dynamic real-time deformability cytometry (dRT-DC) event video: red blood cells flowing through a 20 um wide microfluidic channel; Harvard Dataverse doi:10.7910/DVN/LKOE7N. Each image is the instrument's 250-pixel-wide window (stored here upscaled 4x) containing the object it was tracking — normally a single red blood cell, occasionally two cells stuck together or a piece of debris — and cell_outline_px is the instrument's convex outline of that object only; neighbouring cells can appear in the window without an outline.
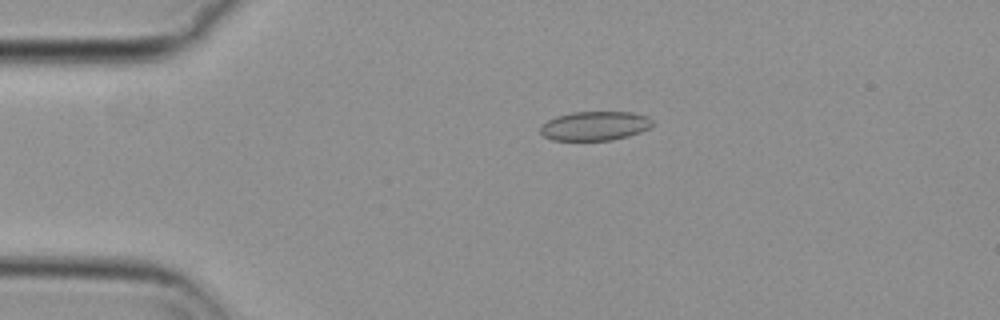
{"species": "common noctule bat (a hibernating species)", "species_latin": "Nyctalus noctula", "temperature_condition": "cold", "stored_images_in_passage": 52, "camera_frame_rate_fps": 3000, "um_per_image_px": 0.085, "animal": {"sex": "female", "body_mass_g": 29.2, "forearm_length_mm": 56.3}, "frame": {"image": 1, "passage_image": 8, "time_ms": 2.333, "image_size_px": [1000, 320], "cell_outline_px": [[652, 124], [648, 128], [640, 132], [628, 136], [612, 140], [552, 140], [544, 136], [540, 132], [540, 128], [548, 120], [556, 116], [572, 112], [632, 112], [648, 116], [652, 120]], "centroid_in_image_um": [50.56, 10.7], "position_along_channel_um": 34.4, "area_um2": 18.96}}
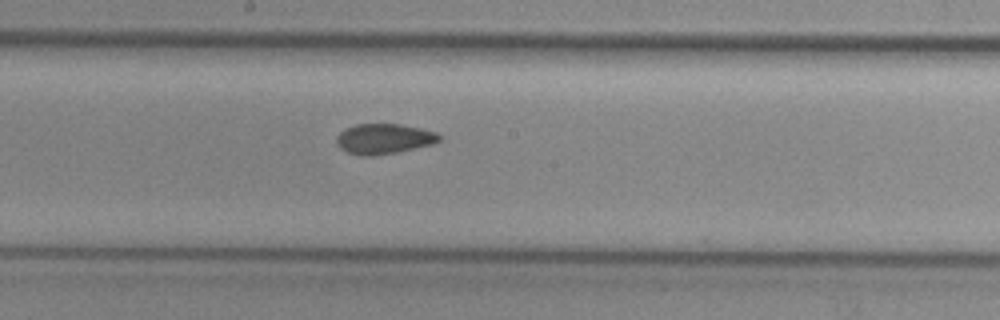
{"frame": {"image": 2, "passage_image": 26, "time_ms": 8.333, "image_size_px": [1000, 320], "cell_outline_px": [[440, 140], [432, 144], [396, 152], [372, 156], [360, 156], [348, 152], [340, 148], [336, 144], [336, 136], [340, 132], [356, 124], [400, 124], [420, 128], [436, 132], [440, 136]], "centroid_in_image_um": [32.61, 11.8], "position_along_channel_um": 215.6, "area_um2": 17.98}}
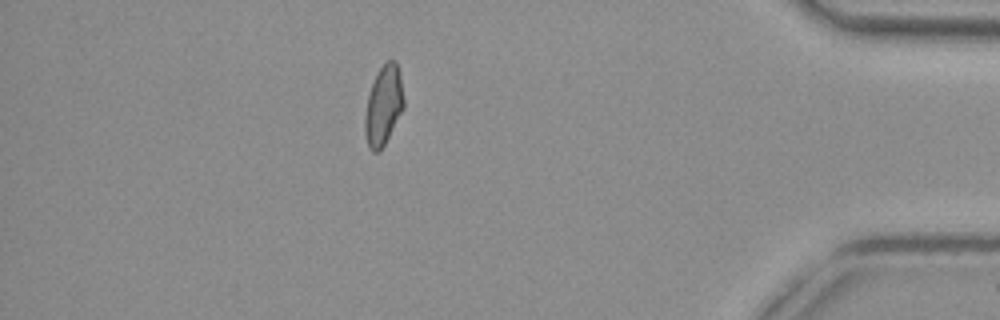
{"frame": {"image": 3, "passage_image": 45, "time_ms": 14.667, "image_size_px": [1000, 320], "cell_outline_px": [[404, 108], [380, 152], [372, 152], [368, 148], [364, 132], [364, 116], [368, 96], [372, 84], [380, 68], [388, 60], [396, 60], [400, 72], [404, 100]], "centroid_in_image_um": [32.59, 8.99], "position_along_channel_um": 402.6, "area_um2": 18.09}, "authors_computed_cell_mechanics": {"area_um2": 18.4382, "velocity_mm_per_s": 3.6886, "shape_relaxation_time_tau1_ms": null, "shape_relaxation_time_tau2_ms": 2.0459, "deformation_change_tau1": null, "deformation_change_tau2": 0.0589}}